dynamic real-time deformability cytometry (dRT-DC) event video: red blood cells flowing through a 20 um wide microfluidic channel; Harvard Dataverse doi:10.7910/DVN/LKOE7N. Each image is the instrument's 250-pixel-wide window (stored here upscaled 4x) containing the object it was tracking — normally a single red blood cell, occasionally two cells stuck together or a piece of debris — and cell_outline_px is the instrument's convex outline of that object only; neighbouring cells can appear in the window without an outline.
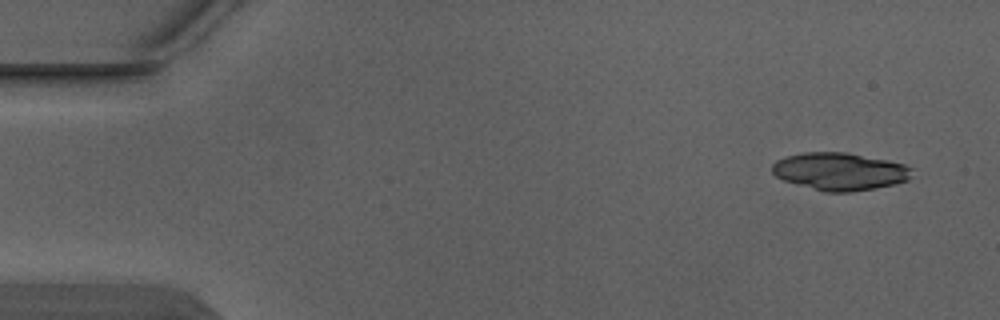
{"species": "Egyptian fruit bat (a non-hibernating species)", "species_latin": "Rousettus aegyptiacus", "temperature_condition": "warm", "stored_images_in_passage": 3, "camera_frame_rate_fps": 3000, "um_per_image_px": 0.085, "animal": {"sex": "male"}, "frame": {"image": 1, "passage_image": 1, "time_ms": 0.0, "image_size_px": [1000, 320], "cell_outline_px": [[916, 168], [908, 180], [876, 188], [852, 192], [824, 192], [784, 180], [776, 176], [772, 172], [772, 164], [776, 160], [784, 156], [804, 152], [848, 152], [888, 160], [904, 164]], "centroid_in_image_um": [71.4, 14.56], "position_along_channel_um": 13.6, "area_um2": 30.87}}